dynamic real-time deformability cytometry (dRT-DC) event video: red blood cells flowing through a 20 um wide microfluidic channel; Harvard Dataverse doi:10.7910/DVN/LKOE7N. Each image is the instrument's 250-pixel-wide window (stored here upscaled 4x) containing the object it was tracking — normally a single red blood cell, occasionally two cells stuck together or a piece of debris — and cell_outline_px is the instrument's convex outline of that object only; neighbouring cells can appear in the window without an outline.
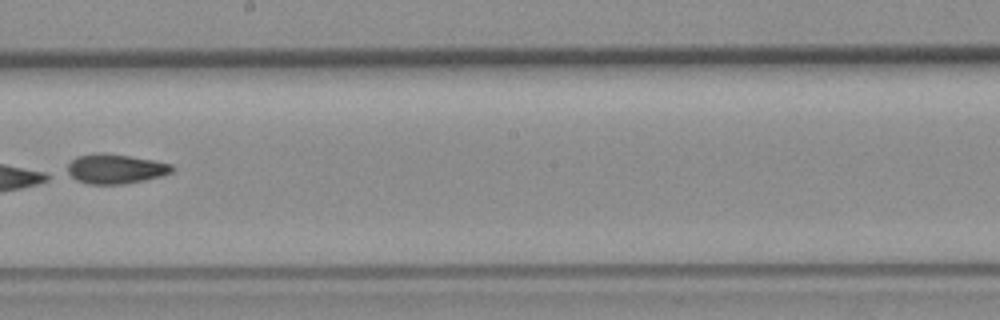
{"species": "common noctule bat (a hibernating species)", "species_latin": "Nyctalus noctula", "temperature_condition": "room temperature", "stored_images_in_passage": 9, "camera_frame_rate_fps": 3000, "um_per_image_px": 0.085, "animal": {"sex": "female", "body_mass_g": 19.3, "forearm_length_mm": 54.1}, "frame": {"image": 1, "passage_image": 9, "time_ms": 9.333, "image_size_px": [1000, 320], "cell_outline_px": [[176, 168], [172, 172], [160, 176], [144, 180], [124, 184], [88, 184], [76, 180], [68, 172], [68, 164], [76, 156], [92, 152], [104, 152], [152, 160], [172, 164]], "centroid_in_image_um": [9.8, 14.34], "position_along_channel_um": 238.4, "area_um2": 18.15}}